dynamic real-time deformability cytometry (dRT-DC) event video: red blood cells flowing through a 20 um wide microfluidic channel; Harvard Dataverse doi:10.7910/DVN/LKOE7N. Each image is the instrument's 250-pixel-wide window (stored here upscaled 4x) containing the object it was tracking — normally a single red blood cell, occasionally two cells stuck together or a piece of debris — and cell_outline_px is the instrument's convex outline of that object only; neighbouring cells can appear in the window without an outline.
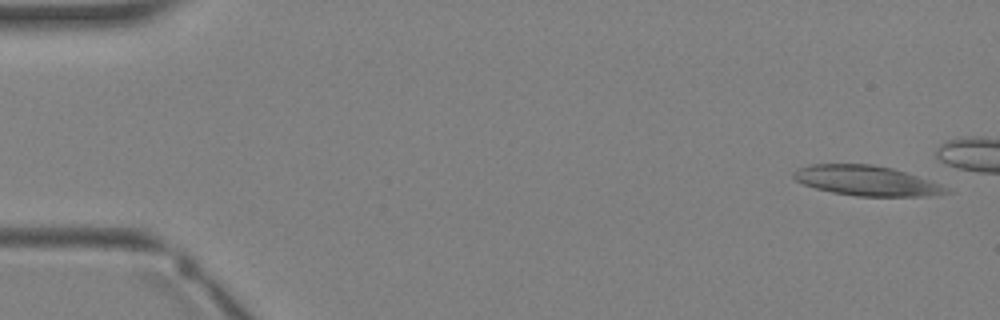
{"species": "Egyptian fruit bat (a non-hibernating species)", "species_latin": "Rousettus aegyptiacus", "temperature_condition": "warm", "stored_images_in_passage": 5, "camera_frame_rate_fps": 3000, "um_per_image_px": 0.085, "animal": {"sex": "female"}, "frame": {"image": 1, "passage_image": 1, "time_ms": 0.0, "image_size_px": [1000, 320], "cell_outline_px": [[952, 192], [928, 196], [856, 196], [832, 192], [816, 188], [804, 184], [796, 180], [792, 176], [792, 172], [796, 168], [812, 164], [872, 164], [892, 168], [940, 184], [948, 188]], "centroid_in_image_um": [73.62, 15.35], "position_along_channel_um": 11.4, "area_um2": 26.53}}